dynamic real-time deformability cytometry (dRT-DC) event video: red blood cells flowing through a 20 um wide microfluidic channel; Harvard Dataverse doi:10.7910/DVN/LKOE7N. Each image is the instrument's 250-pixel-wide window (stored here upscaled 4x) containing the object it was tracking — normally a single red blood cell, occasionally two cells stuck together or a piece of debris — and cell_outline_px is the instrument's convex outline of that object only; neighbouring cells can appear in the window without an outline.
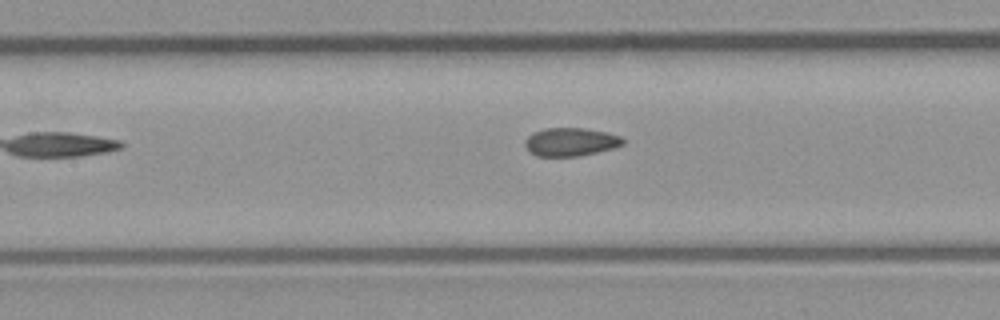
{"species": "common noctule bat (a hibernating species)", "species_latin": "Nyctalus noctula", "temperature_condition": "room temperature", "stored_images_in_passage": 7, "segment_of_instrument_passage": [2, 2], "camera_frame_rate_fps": 3000, "um_per_image_px": 0.085, "animal": {"sex": "male", "body_mass_g": 23.1, "forearm_length_mm": 52.7}, "frame": {"image": 1, "passage_image": 7, "time_ms": 6.667, "image_size_px": [1000, 320], "cell_outline_px": [[624, 144], [612, 148], [596, 152], [576, 156], [536, 156], [524, 144], [524, 140], [532, 132], [544, 128], [584, 128], [608, 132], [620, 136], [624, 140]], "centroid_in_image_um": [48.49, 12.04], "position_along_channel_um": 158.9, "area_um2": 16.07}}